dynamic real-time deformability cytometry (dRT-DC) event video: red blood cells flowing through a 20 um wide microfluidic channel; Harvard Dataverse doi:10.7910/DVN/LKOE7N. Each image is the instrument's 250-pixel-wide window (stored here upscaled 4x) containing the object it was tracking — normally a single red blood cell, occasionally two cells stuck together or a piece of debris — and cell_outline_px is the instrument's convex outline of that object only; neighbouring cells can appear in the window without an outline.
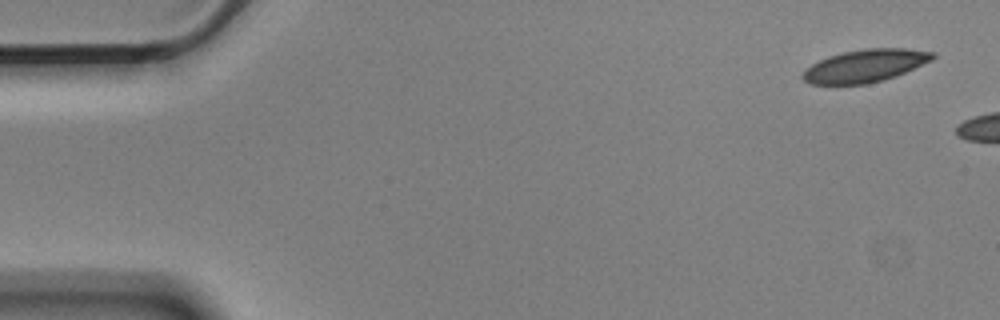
{"species": "Egyptian fruit bat (a non-hibernating species)", "species_latin": "Rousettus aegyptiacus", "temperature_condition": "cold", "stored_images_in_passage": 3, "camera_frame_rate_fps": 3000, "um_per_image_px": 0.085, "animal": {"sex": "male"}, "frame": {"image": 1, "passage_image": 1, "time_ms": 0.0, "image_size_px": [1000, 320], "cell_outline_px": [[936, 56], [932, 60], [896, 76], [884, 80], [868, 84], [808, 84], [800, 76], [812, 64], [828, 56], [844, 52], [864, 48], [904, 48], [936, 52]], "centroid_in_image_um": [73.56, 5.59], "position_along_channel_um": 11.4, "area_um2": 24.74}}